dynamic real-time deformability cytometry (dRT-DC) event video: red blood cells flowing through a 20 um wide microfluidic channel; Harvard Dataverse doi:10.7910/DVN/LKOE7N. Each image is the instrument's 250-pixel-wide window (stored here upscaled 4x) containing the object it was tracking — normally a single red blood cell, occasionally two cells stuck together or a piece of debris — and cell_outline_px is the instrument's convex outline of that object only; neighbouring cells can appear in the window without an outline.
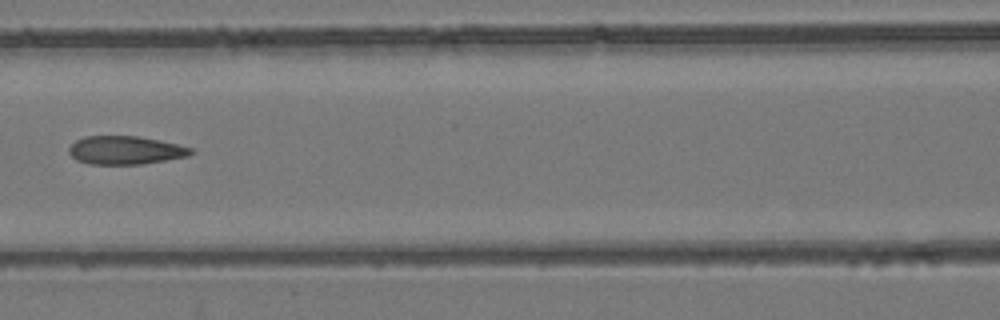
{"species": "common noctule bat (a hibernating species)", "species_latin": "Nyctalus noctula", "temperature_condition": "room temperature", "stored_images_in_passage": 7, "camera_frame_rate_fps": 3000, "um_per_image_px": 0.085, "animal": {"sex": "female", "body_mass_g": 24.6, "forearm_length_mm": 56.2}, "frame": {"image": 1, "passage_image": 7, "time_ms": 2.0, "image_size_px": [1000, 320], "cell_outline_px": [[196, 152], [188, 156], [144, 164], [88, 164], [76, 160], [68, 152], [68, 148], [76, 140], [84, 136], [136, 136], [160, 140], [192, 148]], "centroid_in_image_um": [10.65, 12.77], "position_along_channel_um": 155.9, "area_um2": 20.23}}